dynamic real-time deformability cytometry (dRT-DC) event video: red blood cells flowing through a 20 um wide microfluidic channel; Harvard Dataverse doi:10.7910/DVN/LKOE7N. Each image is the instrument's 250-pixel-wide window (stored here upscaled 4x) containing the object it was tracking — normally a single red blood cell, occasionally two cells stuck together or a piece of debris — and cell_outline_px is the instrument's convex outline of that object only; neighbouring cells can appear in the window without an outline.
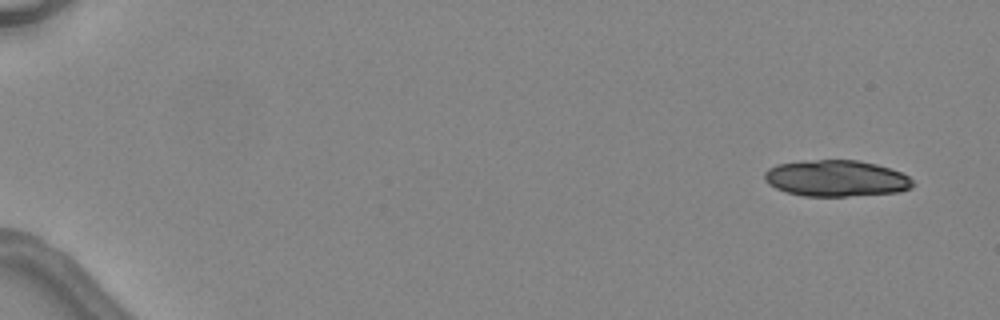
{"species": "common noctule bat (a hibernating species)", "species_latin": "Nyctalus noctula", "temperature_condition": "warm", "stored_images_in_passage": 5, "camera_frame_rate_fps": 3000, "um_per_image_px": 0.085, "animal": {"sex": "female", "body_mass_g": 24.6, "forearm_length_mm": 56.2}, "frame": {"image": 1, "passage_image": 1, "time_ms": 0.0, "image_size_px": [1000, 320], "cell_outline_px": [[916, 184], [912, 188], [900, 192], [848, 196], [804, 196], [788, 192], [776, 188], [768, 184], [764, 180], [764, 172], [768, 168], [776, 164], [804, 160], [860, 160], [876, 164], [900, 172], [908, 176]], "centroid_in_image_um": [71.07, 15.15], "position_along_channel_um": 13.9, "area_um2": 31.62}}